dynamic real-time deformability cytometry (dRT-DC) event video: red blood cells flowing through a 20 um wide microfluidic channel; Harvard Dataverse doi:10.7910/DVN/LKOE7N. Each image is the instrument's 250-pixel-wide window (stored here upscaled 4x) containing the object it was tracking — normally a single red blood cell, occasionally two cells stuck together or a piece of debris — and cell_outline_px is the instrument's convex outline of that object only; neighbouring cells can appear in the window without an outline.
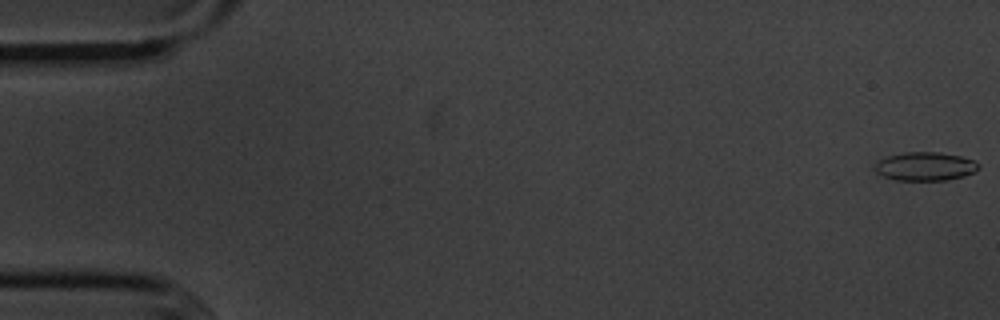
{"species": "common noctule bat (a hibernating species)", "species_latin": "Nyctalus noctula", "temperature_condition": "cold", "stored_images_in_passage": 56, "camera_frame_rate_fps": 3000, "um_per_image_px": 0.085, "animal": {"sex": "male", "body_mass_g": 20.1, "forearm_length_mm": 53.5}, "frame": {"image": 1, "passage_image": 1, "time_ms": 0.0, "image_size_px": [1000, 320], "cell_outline_px": [[980, 168], [964, 176], [948, 180], [896, 180], [884, 176], [876, 172], [876, 160], [888, 156], [904, 152], [940, 152], [960, 156], [976, 160], [980, 164]], "centroid_in_image_um": [78.67, 14.13], "position_along_channel_um": 6.3, "area_um2": 17.34}}
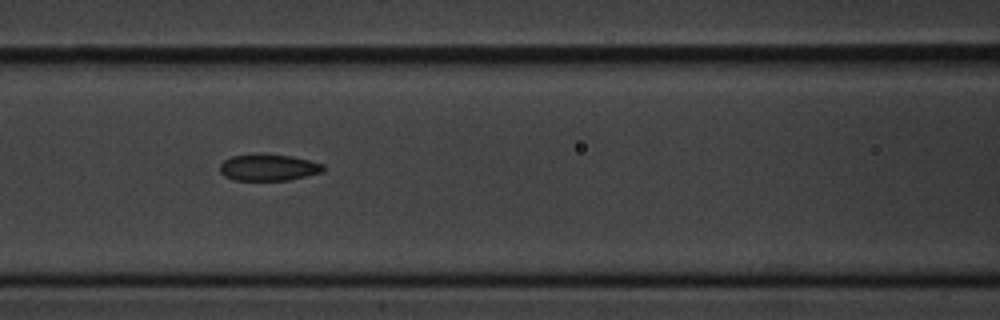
{"frame": {"image": 2, "passage_image": 24, "time_ms": 7.667, "image_size_px": [1000, 320], "cell_outline_px": [[324, 172], [288, 180], [232, 180], [224, 176], [220, 172], [220, 164], [224, 160], [232, 156], [252, 152], [256, 152], [292, 156], [324, 164]], "centroid_in_image_um": [22.79, 14.21], "position_along_channel_um": 143.8, "area_um2": 16.42}}
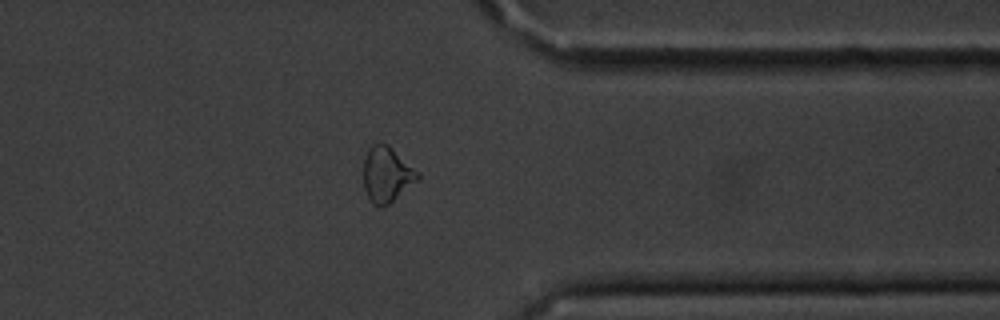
{"frame": {"image": 3, "passage_image": 44, "time_ms": 14.333, "image_size_px": [1000, 320], "cell_outline_px": [[420, 180], [388, 204], [380, 208], [372, 204], [364, 188], [364, 160], [368, 148], [372, 144], [388, 144], [420, 172]], "centroid_in_image_um": [32.91, 14.84], "position_along_channel_um": 378.5, "area_um2": 17.69}, "authors_computed_cell_mechanics": {"area_um2": 17.1666, "velocity_mm_per_s": 3.6267, "shape_relaxation_time_tau1_ms": 3.8519, "shape_relaxation_time_tau2_ms": 4.0563, "deformation_change_tau1": 0.1048, "deformation_change_tau2": 0.0951}}